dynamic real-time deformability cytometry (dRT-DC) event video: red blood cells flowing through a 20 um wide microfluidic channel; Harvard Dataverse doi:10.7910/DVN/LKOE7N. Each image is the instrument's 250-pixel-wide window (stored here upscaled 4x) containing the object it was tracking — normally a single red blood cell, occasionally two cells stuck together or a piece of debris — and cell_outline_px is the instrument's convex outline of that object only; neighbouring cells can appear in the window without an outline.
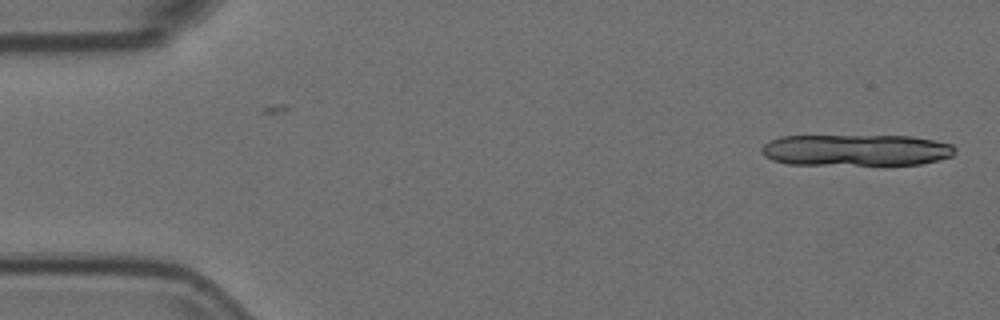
{"species": "Egyptian fruit bat (a non-hibernating species)", "species_latin": "Rousettus aegyptiacus", "temperature_condition": "room temperature", "stored_images_in_passage": 11, "camera_frame_rate_fps": 3000, "um_per_image_px": 0.085, "animal": {"sex": "female"}, "frame": {"image": 1, "passage_image": 1, "time_ms": 0.0, "image_size_px": [1000, 320], "cell_outline_px": [[956, 152], [952, 156], [920, 164], [788, 164], [772, 160], [764, 156], [760, 148], [768, 140], [780, 136], [912, 136], [952, 144], [956, 148]], "centroid_in_image_um": [72.73, 12.75], "position_along_channel_um": 12.3, "area_um2": 35.43}}